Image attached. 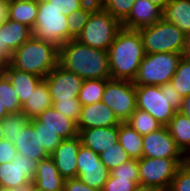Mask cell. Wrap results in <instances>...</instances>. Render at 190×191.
<instances>
[{
	"label": "cell",
	"mask_w": 190,
	"mask_h": 191,
	"mask_svg": "<svg viewBox=\"0 0 190 191\" xmlns=\"http://www.w3.org/2000/svg\"><path fill=\"white\" fill-rule=\"evenodd\" d=\"M146 53L182 54L186 35L174 24L161 19L138 30Z\"/></svg>",
	"instance_id": "cell-5"
},
{
	"label": "cell",
	"mask_w": 190,
	"mask_h": 191,
	"mask_svg": "<svg viewBox=\"0 0 190 191\" xmlns=\"http://www.w3.org/2000/svg\"><path fill=\"white\" fill-rule=\"evenodd\" d=\"M163 19L190 35V0H171L163 9Z\"/></svg>",
	"instance_id": "cell-25"
},
{
	"label": "cell",
	"mask_w": 190,
	"mask_h": 191,
	"mask_svg": "<svg viewBox=\"0 0 190 191\" xmlns=\"http://www.w3.org/2000/svg\"><path fill=\"white\" fill-rule=\"evenodd\" d=\"M52 101H71L79 96L84 80L71 71H67L60 65L55 67L44 79Z\"/></svg>",
	"instance_id": "cell-12"
},
{
	"label": "cell",
	"mask_w": 190,
	"mask_h": 191,
	"mask_svg": "<svg viewBox=\"0 0 190 191\" xmlns=\"http://www.w3.org/2000/svg\"><path fill=\"white\" fill-rule=\"evenodd\" d=\"M118 142L131 159L143 157V136L126 122L119 125Z\"/></svg>",
	"instance_id": "cell-27"
},
{
	"label": "cell",
	"mask_w": 190,
	"mask_h": 191,
	"mask_svg": "<svg viewBox=\"0 0 190 191\" xmlns=\"http://www.w3.org/2000/svg\"><path fill=\"white\" fill-rule=\"evenodd\" d=\"M4 138L14 142L20 131L31 121L22 110L9 113L2 120Z\"/></svg>",
	"instance_id": "cell-32"
},
{
	"label": "cell",
	"mask_w": 190,
	"mask_h": 191,
	"mask_svg": "<svg viewBox=\"0 0 190 191\" xmlns=\"http://www.w3.org/2000/svg\"><path fill=\"white\" fill-rule=\"evenodd\" d=\"M99 157L101 162L110 171L131 159L119 142L109 149H105L99 154Z\"/></svg>",
	"instance_id": "cell-35"
},
{
	"label": "cell",
	"mask_w": 190,
	"mask_h": 191,
	"mask_svg": "<svg viewBox=\"0 0 190 191\" xmlns=\"http://www.w3.org/2000/svg\"><path fill=\"white\" fill-rule=\"evenodd\" d=\"M9 113L7 112L5 106L3 105V103L0 100V121L6 117Z\"/></svg>",
	"instance_id": "cell-51"
},
{
	"label": "cell",
	"mask_w": 190,
	"mask_h": 191,
	"mask_svg": "<svg viewBox=\"0 0 190 191\" xmlns=\"http://www.w3.org/2000/svg\"><path fill=\"white\" fill-rule=\"evenodd\" d=\"M109 175L110 170L101 162L99 154L81 145L77 154V178L92 188L102 190Z\"/></svg>",
	"instance_id": "cell-11"
},
{
	"label": "cell",
	"mask_w": 190,
	"mask_h": 191,
	"mask_svg": "<svg viewBox=\"0 0 190 191\" xmlns=\"http://www.w3.org/2000/svg\"><path fill=\"white\" fill-rule=\"evenodd\" d=\"M167 127L178 148L187 156L190 152V118L177 111Z\"/></svg>",
	"instance_id": "cell-28"
},
{
	"label": "cell",
	"mask_w": 190,
	"mask_h": 191,
	"mask_svg": "<svg viewBox=\"0 0 190 191\" xmlns=\"http://www.w3.org/2000/svg\"><path fill=\"white\" fill-rule=\"evenodd\" d=\"M102 102L113 110L120 122H126L137 108L136 86L133 81L109 79Z\"/></svg>",
	"instance_id": "cell-9"
},
{
	"label": "cell",
	"mask_w": 190,
	"mask_h": 191,
	"mask_svg": "<svg viewBox=\"0 0 190 191\" xmlns=\"http://www.w3.org/2000/svg\"><path fill=\"white\" fill-rule=\"evenodd\" d=\"M186 163L190 166V152L186 156Z\"/></svg>",
	"instance_id": "cell-54"
},
{
	"label": "cell",
	"mask_w": 190,
	"mask_h": 191,
	"mask_svg": "<svg viewBox=\"0 0 190 191\" xmlns=\"http://www.w3.org/2000/svg\"><path fill=\"white\" fill-rule=\"evenodd\" d=\"M179 112L190 118V94L186 97H183V103L179 109Z\"/></svg>",
	"instance_id": "cell-48"
},
{
	"label": "cell",
	"mask_w": 190,
	"mask_h": 191,
	"mask_svg": "<svg viewBox=\"0 0 190 191\" xmlns=\"http://www.w3.org/2000/svg\"><path fill=\"white\" fill-rule=\"evenodd\" d=\"M170 83L182 97L190 94V60L181 58Z\"/></svg>",
	"instance_id": "cell-33"
},
{
	"label": "cell",
	"mask_w": 190,
	"mask_h": 191,
	"mask_svg": "<svg viewBox=\"0 0 190 191\" xmlns=\"http://www.w3.org/2000/svg\"><path fill=\"white\" fill-rule=\"evenodd\" d=\"M182 57L190 60V35H186L185 46L182 52Z\"/></svg>",
	"instance_id": "cell-49"
},
{
	"label": "cell",
	"mask_w": 190,
	"mask_h": 191,
	"mask_svg": "<svg viewBox=\"0 0 190 191\" xmlns=\"http://www.w3.org/2000/svg\"><path fill=\"white\" fill-rule=\"evenodd\" d=\"M121 29L122 23L98 4L76 40L91 48L108 51Z\"/></svg>",
	"instance_id": "cell-4"
},
{
	"label": "cell",
	"mask_w": 190,
	"mask_h": 191,
	"mask_svg": "<svg viewBox=\"0 0 190 191\" xmlns=\"http://www.w3.org/2000/svg\"><path fill=\"white\" fill-rule=\"evenodd\" d=\"M120 123L113 110L102 101H99L82 106L77 127L80 131L88 128L118 126Z\"/></svg>",
	"instance_id": "cell-17"
},
{
	"label": "cell",
	"mask_w": 190,
	"mask_h": 191,
	"mask_svg": "<svg viewBox=\"0 0 190 191\" xmlns=\"http://www.w3.org/2000/svg\"><path fill=\"white\" fill-rule=\"evenodd\" d=\"M119 125L111 127H96L81 129L79 137L81 144L100 154L118 143Z\"/></svg>",
	"instance_id": "cell-19"
},
{
	"label": "cell",
	"mask_w": 190,
	"mask_h": 191,
	"mask_svg": "<svg viewBox=\"0 0 190 191\" xmlns=\"http://www.w3.org/2000/svg\"><path fill=\"white\" fill-rule=\"evenodd\" d=\"M10 81L21 105L28 99L35 87L43 78L32 73L20 71L10 64L4 65L1 71Z\"/></svg>",
	"instance_id": "cell-23"
},
{
	"label": "cell",
	"mask_w": 190,
	"mask_h": 191,
	"mask_svg": "<svg viewBox=\"0 0 190 191\" xmlns=\"http://www.w3.org/2000/svg\"><path fill=\"white\" fill-rule=\"evenodd\" d=\"M3 66L0 64V72L2 71Z\"/></svg>",
	"instance_id": "cell-58"
},
{
	"label": "cell",
	"mask_w": 190,
	"mask_h": 191,
	"mask_svg": "<svg viewBox=\"0 0 190 191\" xmlns=\"http://www.w3.org/2000/svg\"><path fill=\"white\" fill-rule=\"evenodd\" d=\"M17 153L32 158L34 161H40L51 156L40 143L39 134L34 129V119H32L19 132L14 140Z\"/></svg>",
	"instance_id": "cell-20"
},
{
	"label": "cell",
	"mask_w": 190,
	"mask_h": 191,
	"mask_svg": "<svg viewBox=\"0 0 190 191\" xmlns=\"http://www.w3.org/2000/svg\"><path fill=\"white\" fill-rule=\"evenodd\" d=\"M149 1L151 3L158 5L160 8L164 9L171 0H149Z\"/></svg>",
	"instance_id": "cell-50"
},
{
	"label": "cell",
	"mask_w": 190,
	"mask_h": 191,
	"mask_svg": "<svg viewBox=\"0 0 190 191\" xmlns=\"http://www.w3.org/2000/svg\"><path fill=\"white\" fill-rule=\"evenodd\" d=\"M35 191H47V190H38V189H36ZM56 191H64V189L63 190H56Z\"/></svg>",
	"instance_id": "cell-56"
},
{
	"label": "cell",
	"mask_w": 190,
	"mask_h": 191,
	"mask_svg": "<svg viewBox=\"0 0 190 191\" xmlns=\"http://www.w3.org/2000/svg\"><path fill=\"white\" fill-rule=\"evenodd\" d=\"M63 189L64 191H102L101 189L92 188L86 185L79 178L66 179Z\"/></svg>",
	"instance_id": "cell-44"
},
{
	"label": "cell",
	"mask_w": 190,
	"mask_h": 191,
	"mask_svg": "<svg viewBox=\"0 0 190 191\" xmlns=\"http://www.w3.org/2000/svg\"><path fill=\"white\" fill-rule=\"evenodd\" d=\"M90 1H94V2H97V3H98L100 0H90Z\"/></svg>",
	"instance_id": "cell-57"
},
{
	"label": "cell",
	"mask_w": 190,
	"mask_h": 191,
	"mask_svg": "<svg viewBox=\"0 0 190 191\" xmlns=\"http://www.w3.org/2000/svg\"><path fill=\"white\" fill-rule=\"evenodd\" d=\"M181 58L179 53H146L133 84L161 86L169 83Z\"/></svg>",
	"instance_id": "cell-6"
},
{
	"label": "cell",
	"mask_w": 190,
	"mask_h": 191,
	"mask_svg": "<svg viewBox=\"0 0 190 191\" xmlns=\"http://www.w3.org/2000/svg\"><path fill=\"white\" fill-rule=\"evenodd\" d=\"M10 65L44 79L59 65V48L31 37L13 52Z\"/></svg>",
	"instance_id": "cell-3"
},
{
	"label": "cell",
	"mask_w": 190,
	"mask_h": 191,
	"mask_svg": "<svg viewBox=\"0 0 190 191\" xmlns=\"http://www.w3.org/2000/svg\"><path fill=\"white\" fill-rule=\"evenodd\" d=\"M33 180L36 189L47 191L63 190L65 181L51 156L38 161Z\"/></svg>",
	"instance_id": "cell-22"
},
{
	"label": "cell",
	"mask_w": 190,
	"mask_h": 191,
	"mask_svg": "<svg viewBox=\"0 0 190 191\" xmlns=\"http://www.w3.org/2000/svg\"><path fill=\"white\" fill-rule=\"evenodd\" d=\"M38 15L36 0H9L8 18L33 29Z\"/></svg>",
	"instance_id": "cell-26"
},
{
	"label": "cell",
	"mask_w": 190,
	"mask_h": 191,
	"mask_svg": "<svg viewBox=\"0 0 190 191\" xmlns=\"http://www.w3.org/2000/svg\"><path fill=\"white\" fill-rule=\"evenodd\" d=\"M53 106L49 88L42 80L32 91L28 99L22 104L21 110L30 119H35L46 109Z\"/></svg>",
	"instance_id": "cell-24"
},
{
	"label": "cell",
	"mask_w": 190,
	"mask_h": 191,
	"mask_svg": "<svg viewBox=\"0 0 190 191\" xmlns=\"http://www.w3.org/2000/svg\"><path fill=\"white\" fill-rule=\"evenodd\" d=\"M59 12L68 17L69 14L81 9L89 0H48Z\"/></svg>",
	"instance_id": "cell-42"
},
{
	"label": "cell",
	"mask_w": 190,
	"mask_h": 191,
	"mask_svg": "<svg viewBox=\"0 0 190 191\" xmlns=\"http://www.w3.org/2000/svg\"><path fill=\"white\" fill-rule=\"evenodd\" d=\"M38 161L17 153L15 158L9 163L0 165V187L11 190L12 188L33 180Z\"/></svg>",
	"instance_id": "cell-14"
},
{
	"label": "cell",
	"mask_w": 190,
	"mask_h": 191,
	"mask_svg": "<svg viewBox=\"0 0 190 191\" xmlns=\"http://www.w3.org/2000/svg\"><path fill=\"white\" fill-rule=\"evenodd\" d=\"M53 107L64 114L67 118L78 123L81 115V102L78 97H73L71 101H52Z\"/></svg>",
	"instance_id": "cell-38"
},
{
	"label": "cell",
	"mask_w": 190,
	"mask_h": 191,
	"mask_svg": "<svg viewBox=\"0 0 190 191\" xmlns=\"http://www.w3.org/2000/svg\"><path fill=\"white\" fill-rule=\"evenodd\" d=\"M97 5V2L89 0L81 9H78L68 15V41L78 37L86 25L92 10Z\"/></svg>",
	"instance_id": "cell-29"
},
{
	"label": "cell",
	"mask_w": 190,
	"mask_h": 191,
	"mask_svg": "<svg viewBox=\"0 0 190 191\" xmlns=\"http://www.w3.org/2000/svg\"><path fill=\"white\" fill-rule=\"evenodd\" d=\"M168 191H190V166L187 163L178 168Z\"/></svg>",
	"instance_id": "cell-40"
},
{
	"label": "cell",
	"mask_w": 190,
	"mask_h": 191,
	"mask_svg": "<svg viewBox=\"0 0 190 191\" xmlns=\"http://www.w3.org/2000/svg\"><path fill=\"white\" fill-rule=\"evenodd\" d=\"M43 124V128H50L64 140L79 135L77 123L58 112L53 106L46 109L35 118Z\"/></svg>",
	"instance_id": "cell-21"
},
{
	"label": "cell",
	"mask_w": 190,
	"mask_h": 191,
	"mask_svg": "<svg viewBox=\"0 0 190 191\" xmlns=\"http://www.w3.org/2000/svg\"><path fill=\"white\" fill-rule=\"evenodd\" d=\"M32 37V29L15 20L7 19L0 29V64L11 63L13 52Z\"/></svg>",
	"instance_id": "cell-13"
},
{
	"label": "cell",
	"mask_w": 190,
	"mask_h": 191,
	"mask_svg": "<svg viewBox=\"0 0 190 191\" xmlns=\"http://www.w3.org/2000/svg\"><path fill=\"white\" fill-rule=\"evenodd\" d=\"M137 108L152 115L163 126H167L177 110L170 105L167 89L161 85L136 86Z\"/></svg>",
	"instance_id": "cell-10"
},
{
	"label": "cell",
	"mask_w": 190,
	"mask_h": 191,
	"mask_svg": "<svg viewBox=\"0 0 190 191\" xmlns=\"http://www.w3.org/2000/svg\"><path fill=\"white\" fill-rule=\"evenodd\" d=\"M17 155V149L11 141L7 139L0 140V165L11 162Z\"/></svg>",
	"instance_id": "cell-43"
},
{
	"label": "cell",
	"mask_w": 190,
	"mask_h": 191,
	"mask_svg": "<svg viewBox=\"0 0 190 191\" xmlns=\"http://www.w3.org/2000/svg\"><path fill=\"white\" fill-rule=\"evenodd\" d=\"M81 145L79 135L64 139L51 154L60 175L65 180L77 178V154Z\"/></svg>",
	"instance_id": "cell-16"
},
{
	"label": "cell",
	"mask_w": 190,
	"mask_h": 191,
	"mask_svg": "<svg viewBox=\"0 0 190 191\" xmlns=\"http://www.w3.org/2000/svg\"><path fill=\"white\" fill-rule=\"evenodd\" d=\"M4 139V131L2 126V121H0V140Z\"/></svg>",
	"instance_id": "cell-53"
},
{
	"label": "cell",
	"mask_w": 190,
	"mask_h": 191,
	"mask_svg": "<svg viewBox=\"0 0 190 191\" xmlns=\"http://www.w3.org/2000/svg\"><path fill=\"white\" fill-rule=\"evenodd\" d=\"M59 65L83 80L111 79L108 51L71 39L59 48Z\"/></svg>",
	"instance_id": "cell-1"
},
{
	"label": "cell",
	"mask_w": 190,
	"mask_h": 191,
	"mask_svg": "<svg viewBox=\"0 0 190 191\" xmlns=\"http://www.w3.org/2000/svg\"><path fill=\"white\" fill-rule=\"evenodd\" d=\"M184 163L186 158H140L139 186L168 191L178 168Z\"/></svg>",
	"instance_id": "cell-8"
},
{
	"label": "cell",
	"mask_w": 190,
	"mask_h": 191,
	"mask_svg": "<svg viewBox=\"0 0 190 191\" xmlns=\"http://www.w3.org/2000/svg\"><path fill=\"white\" fill-rule=\"evenodd\" d=\"M139 185L132 178L109 175L102 191H134Z\"/></svg>",
	"instance_id": "cell-41"
},
{
	"label": "cell",
	"mask_w": 190,
	"mask_h": 191,
	"mask_svg": "<svg viewBox=\"0 0 190 191\" xmlns=\"http://www.w3.org/2000/svg\"><path fill=\"white\" fill-rule=\"evenodd\" d=\"M163 86L167 89V97L170 101V105L179 111L183 103V97L175 90V87H173L170 82L165 83Z\"/></svg>",
	"instance_id": "cell-45"
},
{
	"label": "cell",
	"mask_w": 190,
	"mask_h": 191,
	"mask_svg": "<svg viewBox=\"0 0 190 191\" xmlns=\"http://www.w3.org/2000/svg\"><path fill=\"white\" fill-rule=\"evenodd\" d=\"M108 80L109 79L84 80L78 96L81 105L85 106L102 101L103 92Z\"/></svg>",
	"instance_id": "cell-30"
},
{
	"label": "cell",
	"mask_w": 190,
	"mask_h": 191,
	"mask_svg": "<svg viewBox=\"0 0 190 191\" xmlns=\"http://www.w3.org/2000/svg\"><path fill=\"white\" fill-rule=\"evenodd\" d=\"M135 0H100L98 4L121 23L128 17Z\"/></svg>",
	"instance_id": "cell-36"
},
{
	"label": "cell",
	"mask_w": 190,
	"mask_h": 191,
	"mask_svg": "<svg viewBox=\"0 0 190 191\" xmlns=\"http://www.w3.org/2000/svg\"><path fill=\"white\" fill-rule=\"evenodd\" d=\"M134 191H161V190L156 189V188H152V187L138 186Z\"/></svg>",
	"instance_id": "cell-52"
},
{
	"label": "cell",
	"mask_w": 190,
	"mask_h": 191,
	"mask_svg": "<svg viewBox=\"0 0 190 191\" xmlns=\"http://www.w3.org/2000/svg\"><path fill=\"white\" fill-rule=\"evenodd\" d=\"M163 19V9L149 0H135L122 28L139 30Z\"/></svg>",
	"instance_id": "cell-18"
},
{
	"label": "cell",
	"mask_w": 190,
	"mask_h": 191,
	"mask_svg": "<svg viewBox=\"0 0 190 191\" xmlns=\"http://www.w3.org/2000/svg\"><path fill=\"white\" fill-rule=\"evenodd\" d=\"M139 160L129 159L128 161L121 164L110 171V175L113 177H124L132 178L138 185L140 183L139 179Z\"/></svg>",
	"instance_id": "cell-39"
},
{
	"label": "cell",
	"mask_w": 190,
	"mask_h": 191,
	"mask_svg": "<svg viewBox=\"0 0 190 191\" xmlns=\"http://www.w3.org/2000/svg\"><path fill=\"white\" fill-rule=\"evenodd\" d=\"M0 100L8 113L21 110L22 105L8 78L0 72Z\"/></svg>",
	"instance_id": "cell-34"
},
{
	"label": "cell",
	"mask_w": 190,
	"mask_h": 191,
	"mask_svg": "<svg viewBox=\"0 0 190 191\" xmlns=\"http://www.w3.org/2000/svg\"><path fill=\"white\" fill-rule=\"evenodd\" d=\"M145 54L139 31L122 28L108 49L111 79L133 81Z\"/></svg>",
	"instance_id": "cell-2"
},
{
	"label": "cell",
	"mask_w": 190,
	"mask_h": 191,
	"mask_svg": "<svg viewBox=\"0 0 190 191\" xmlns=\"http://www.w3.org/2000/svg\"><path fill=\"white\" fill-rule=\"evenodd\" d=\"M35 190H36V184L34 180H28L25 183H22L12 188L10 191H35Z\"/></svg>",
	"instance_id": "cell-47"
},
{
	"label": "cell",
	"mask_w": 190,
	"mask_h": 191,
	"mask_svg": "<svg viewBox=\"0 0 190 191\" xmlns=\"http://www.w3.org/2000/svg\"><path fill=\"white\" fill-rule=\"evenodd\" d=\"M32 37L60 48L68 42L67 16L59 12L49 1L38 2V15L32 29Z\"/></svg>",
	"instance_id": "cell-7"
},
{
	"label": "cell",
	"mask_w": 190,
	"mask_h": 191,
	"mask_svg": "<svg viewBox=\"0 0 190 191\" xmlns=\"http://www.w3.org/2000/svg\"><path fill=\"white\" fill-rule=\"evenodd\" d=\"M9 0H0V29L3 22L8 19Z\"/></svg>",
	"instance_id": "cell-46"
},
{
	"label": "cell",
	"mask_w": 190,
	"mask_h": 191,
	"mask_svg": "<svg viewBox=\"0 0 190 191\" xmlns=\"http://www.w3.org/2000/svg\"><path fill=\"white\" fill-rule=\"evenodd\" d=\"M34 129L39 134L40 143L50 155L63 141L57 132L50 128H43V124L39 123L36 119H34Z\"/></svg>",
	"instance_id": "cell-37"
},
{
	"label": "cell",
	"mask_w": 190,
	"mask_h": 191,
	"mask_svg": "<svg viewBox=\"0 0 190 191\" xmlns=\"http://www.w3.org/2000/svg\"><path fill=\"white\" fill-rule=\"evenodd\" d=\"M126 123L133 127L142 136L156 131L163 126L152 115L138 108H136Z\"/></svg>",
	"instance_id": "cell-31"
},
{
	"label": "cell",
	"mask_w": 190,
	"mask_h": 191,
	"mask_svg": "<svg viewBox=\"0 0 190 191\" xmlns=\"http://www.w3.org/2000/svg\"><path fill=\"white\" fill-rule=\"evenodd\" d=\"M143 157L186 158L178 148L167 126L143 136Z\"/></svg>",
	"instance_id": "cell-15"
},
{
	"label": "cell",
	"mask_w": 190,
	"mask_h": 191,
	"mask_svg": "<svg viewBox=\"0 0 190 191\" xmlns=\"http://www.w3.org/2000/svg\"><path fill=\"white\" fill-rule=\"evenodd\" d=\"M0 191H10V190H8V189H6V188H1V187H0Z\"/></svg>",
	"instance_id": "cell-55"
}]
</instances>
